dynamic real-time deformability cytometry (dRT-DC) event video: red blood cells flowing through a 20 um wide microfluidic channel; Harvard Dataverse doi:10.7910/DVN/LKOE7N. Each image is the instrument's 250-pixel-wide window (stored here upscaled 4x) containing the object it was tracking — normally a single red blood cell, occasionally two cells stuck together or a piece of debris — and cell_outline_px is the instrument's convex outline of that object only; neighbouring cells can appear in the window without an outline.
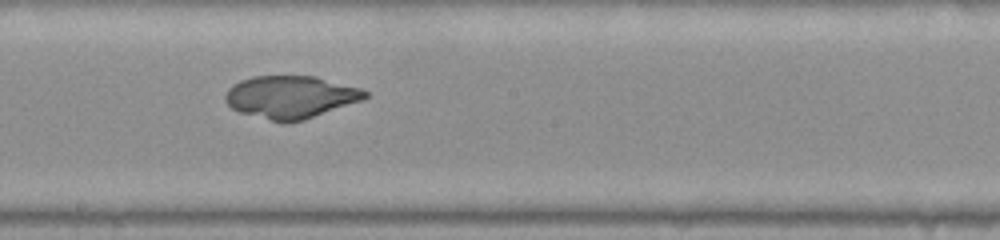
{"species": "common noctule bat (a hibernating species)", "species_latin": "Nyctalus noctula", "temperature_condition": "warm", "stored_images_in_passage": 50, "camera_frame_rate_fps": 3000, "um_per_image_px": 0.085, "animal": {"sex": "female", "body_mass_g": 22.0, "forearm_length_mm": 56.7}, "frame": {"image": 1, "passage_image": 27, "time_ms": 8.667, "image_size_px": [1000, 240], "cell_outline_px": [[368, 96], [364, 100], [304, 120], [284, 124], [240, 112], [232, 108], [224, 100], [224, 96], [228, 88], [232, 84], [240, 80], [252, 76], [316, 76], [360, 88], [368, 92]], "centroid_in_image_um": [24.7, 8.25], "position_along_channel_um": 223.5, "area_um2": 34.97}}
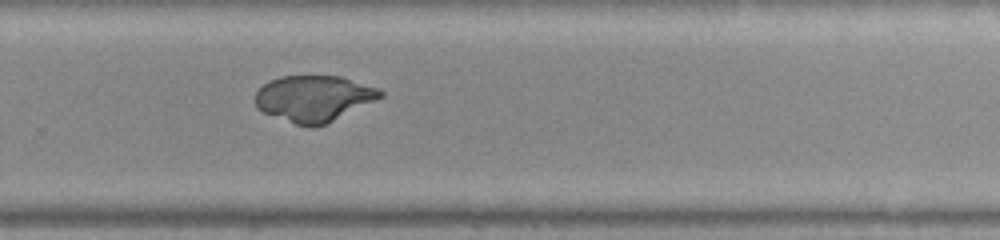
{"frame": {"image": 2, "passage_image": 33, "time_ms": 10.667, "image_size_px": [1000, 240], "cell_outline_px": [[384, 96], [376, 100], [324, 124], [312, 128], [296, 124], [264, 112], [256, 108], [256, 92], [264, 84], [280, 76], [340, 76], [376, 88], [384, 92]], "centroid_in_image_um": [26.66, 8.36], "position_along_channel_um": 303.1, "area_um2": 33.06}}
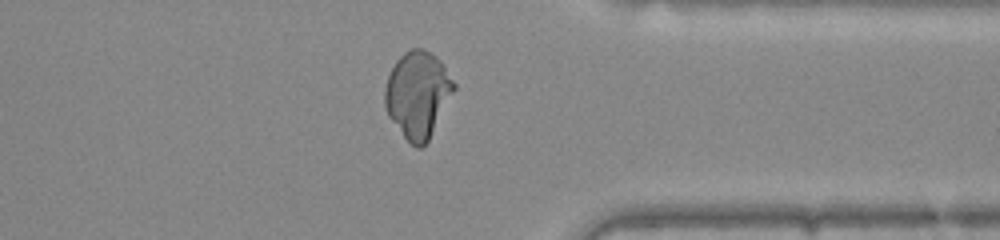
{"frame": {"image": 3, "passage_image": 39, "time_ms": 12.667, "image_size_px": [1000, 240], "cell_outline_px": [[456, 88], [428, 140], [420, 148], [416, 148], [404, 136], [388, 116], [384, 104], [384, 88], [388, 76], [396, 60], [404, 52], [412, 48], [424, 48], [432, 52], [440, 60], [456, 84]], "centroid_in_image_um": [35.5, 8.0], "position_along_channel_um": 375.9, "area_um2": 34.68}}